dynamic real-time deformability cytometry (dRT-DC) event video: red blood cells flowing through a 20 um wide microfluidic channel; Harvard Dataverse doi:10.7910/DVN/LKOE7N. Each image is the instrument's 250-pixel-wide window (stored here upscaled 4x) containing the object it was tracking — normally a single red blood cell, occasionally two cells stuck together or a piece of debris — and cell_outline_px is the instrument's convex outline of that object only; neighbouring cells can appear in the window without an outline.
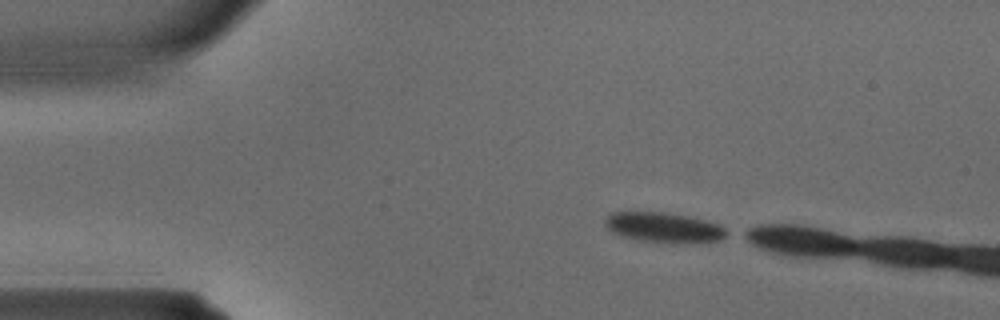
{"species": "common noctule bat (a hibernating species)", "species_latin": "Nyctalus noctula", "temperature_condition": "warm", "stored_images_in_passage": 3, "camera_frame_rate_fps": 3000, "um_per_image_px": 0.085, "animal": {"sex": "male", "body_mass_g": 15.6}, "frame": {"image": 1, "passage_image": 1, "time_ms": 0.0, "image_size_px": [1000, 320], "cell_outline_px": [[732, 232], [728, 236], [720, 240], [676, 244], [672, 244], [636, 240], [620, 236], [612, 232], [604, 224], [604, 220], [612, 212], [660, 212], [688, 216], [720, 224]], "centroid_in_image_um": [56.47, 19.36], "position_along_channel_um": 28.5, "area_um2": 21.73}}